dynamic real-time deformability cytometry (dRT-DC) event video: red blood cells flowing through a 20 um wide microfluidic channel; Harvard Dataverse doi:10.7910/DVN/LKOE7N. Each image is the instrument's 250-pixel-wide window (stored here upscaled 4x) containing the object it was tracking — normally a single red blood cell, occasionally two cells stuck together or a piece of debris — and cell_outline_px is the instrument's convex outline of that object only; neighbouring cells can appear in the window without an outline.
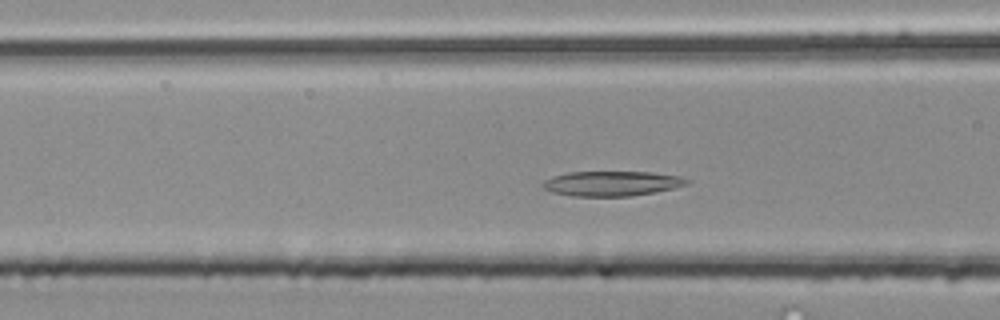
{"species": "common noctule bat (a hibernating species)", "species_latin": "Nyctalus noctula", "temperature_condition": "room temperature", "stored_images_in_passage": 28, "camera_frame_rate_fps": 3000, "um_per_image_px": 0.085, "animal": {"sex": "male", "body_mass_g": 20.4}, "frame": {"image": 1, "passage_image": 7, "time_ms": 2.0, "image_size_px": [1000, 320], "cell_outline_px": [[692, 180], [688, 184], [672, 188], [632, 196], [572, 196], [552, 192], [544, 188], [540, 184], [544, 180], [552, 176], [568, 172], [652, 172], [680, 176]], "centroid_in_image_um": [51.98, 15.59], "position_along_channel_um": 114.6, "area_um2": 20.92}}
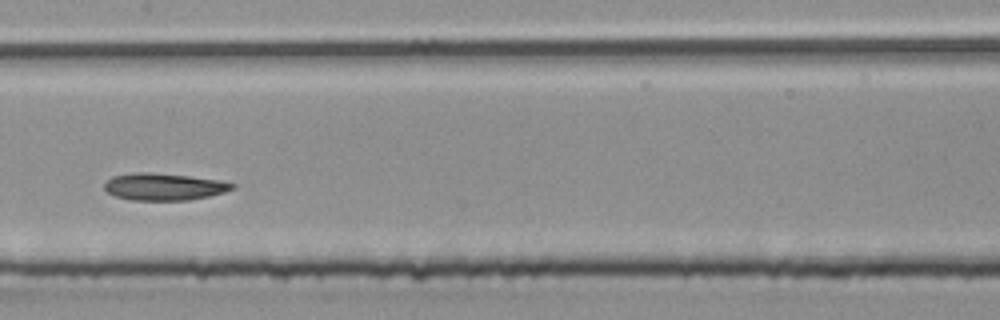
{"frame": {"image": 2, "passage_image": 13, "time_ms": 4.0, "image_size_px": [1000, 320], "cell_outline_px": [[236, 188], [224, 192], [208, 196], [188, 200], [132, 200], [116, 196], [108, 192], [104, 188], [104, 184], [112, 176], [136, 172], [144, 172], [188, 176], [220, 180], [236, 184]], "centroid_in_image_um": [13.95, 15.87], "position_along_channel_um": 193.4, "area_um2": 20.0}}
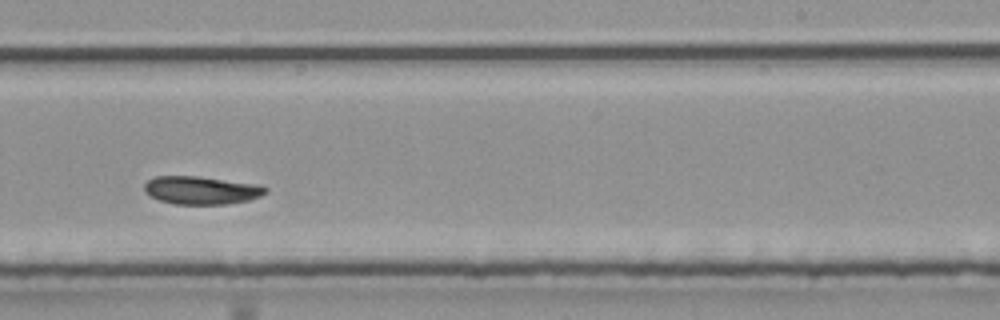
{"frame": {"image": 3, "passage_image": 19, "time_ms": 6.0, "image_size_px": [1000, 320], "cell_outline_px": [[268, 192], [260, 196], [248, 200], [228, 204], [172, 204], [160, 200], [144, 192], [144, 184], [152, 176], [196, 176], [260, 184], [268, 188]], "centroid_in_image_um": [17.12, 16.16], "position_along_channel_um": 271.9, "area_um2": 19.94}, "authors_computed_cell_mechanics": {"area_um2": 19.9988, "velocity_mm_per_s": 3.9413, "shape_relaxation_time_tau1_ms": null, "shape_relaxation_time_tau2_ms": 3.2016, "deformation_change_tau1": null, "deformation_change_tau2": 0.0833}}